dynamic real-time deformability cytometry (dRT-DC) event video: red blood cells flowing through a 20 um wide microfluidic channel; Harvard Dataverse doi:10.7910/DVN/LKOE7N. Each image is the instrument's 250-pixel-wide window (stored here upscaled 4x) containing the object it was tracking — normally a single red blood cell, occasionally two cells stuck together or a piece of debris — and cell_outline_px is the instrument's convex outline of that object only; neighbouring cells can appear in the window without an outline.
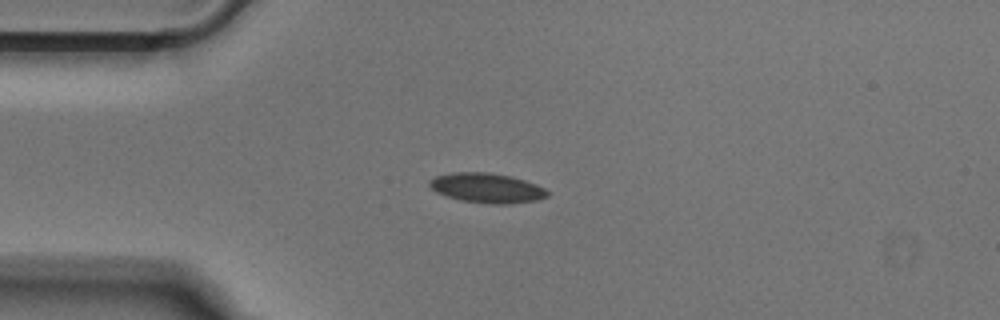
{"species": "Egyptian fruit bat (a non-hibernating species)", "species_latin": "Rousettus aegyptiacus", "temperature_condition": "cold", "stored_images_in_passage": 40, "camera_frame_rate_fps": 3000, "um_per_image_px": 0.085, "animal": {"sex": "male"}, "frame": {"image": 1, "passage_image": 1, "time_ms": 0.0, "image_size_px": [1000, 320], "cell_outline_px": [[548, 196], [536, 200], [508, 204], [492, 204], [460, 200], [436, 192], [428, 184], [428, 180], [436, 176], [448, 172], [488, 172], [512, 176], [536, 184], [544, 188], [548, 192]], "centroid_in_image_um": [41.36, 15.96], "position_along_channel_um": 43.6, "area_um2": 20.46}}
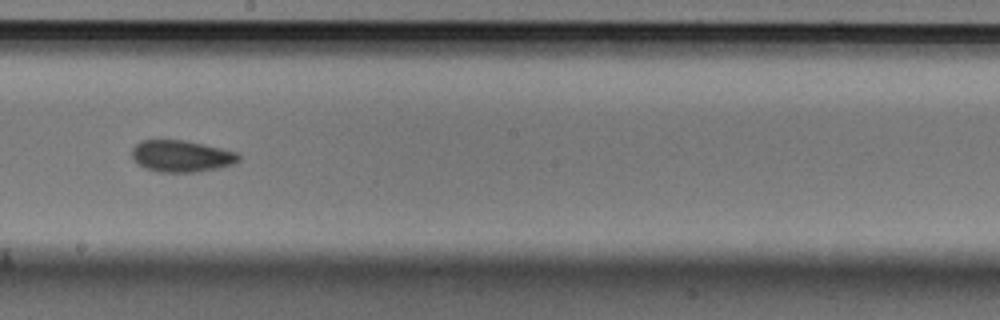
{"frame": {"image": 2, "passage_image": 17, "time_ms": 5.333, "image_size_px": [1000, 320], "cell_outline_px": [[240, 160], [232, 164], [216, 168], [196, 172], [160, 172], [144, 168], [132, 156], [132, 148], [140, 140], [184, 140], [220, 148], [236, 152], [240, 156]], "centroid_in_image_um": [15.4, 13.27], "position_along_channel_um": 232.8, "area_um2": 19.48}}
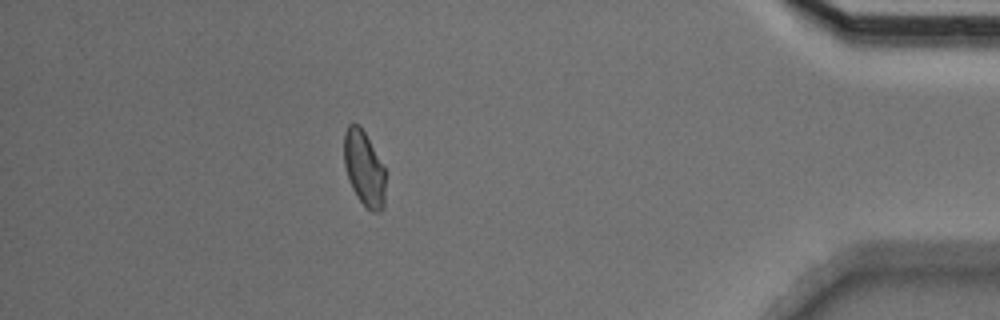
{"frame": {"image": 3, "passage_image": 34, "time_ms": 11.0, "image_size_px": [1000, 320], "cell_outline_px": [[384, 208], [380, 212], [372, 212], [356, 196], [352, 188], [344, 164], [344, 132], [348, 124], [360, 124], [384, 168]], "centroid_in_image_um": [30.93, 14.31], "position_along_channel_um": 404.3, "area_um2": 17.86}}